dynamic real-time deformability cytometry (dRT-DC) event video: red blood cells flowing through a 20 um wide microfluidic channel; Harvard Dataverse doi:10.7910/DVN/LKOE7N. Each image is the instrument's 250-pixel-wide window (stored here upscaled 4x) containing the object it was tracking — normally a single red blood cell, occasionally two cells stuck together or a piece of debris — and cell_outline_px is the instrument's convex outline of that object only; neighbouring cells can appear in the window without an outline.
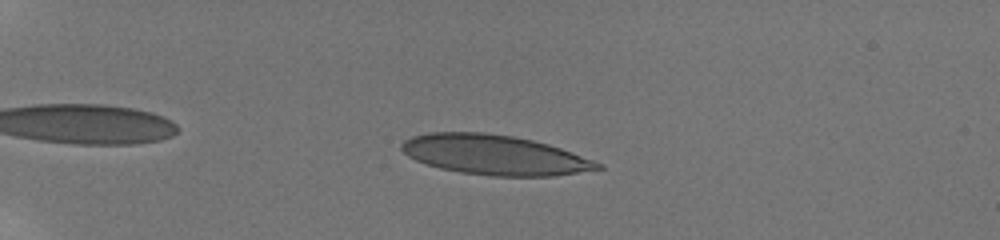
{"species": "human", "species_latin": "Homo sapiens", "temperature_condition": "room temperature", "stored_images_in_passage": 16, "camera_frame_rate_fps": 3000, "um_per_image_px": 0.085, "donor": {"sex": "male"}, "frame": {"image": 1, "passage_image": 5, "time_ms": 2.0, "image_size_px": [1000, 240], "cell_outline_px": [[604, 168], [552, 176], [492, 176], [460, 172], [440, 168], [416, 160], [408, 156], [400, 148], [400, 144], [404, 140], [412, 136], [428, 132], [484, 132], [512, 136], [532, 140], [548, 144], [572, 152], [604, 164]], "centroid_in_image_um": [42.02, 13.16], "position_along_channel_um": 43.0, "area_um2": 45.43}}
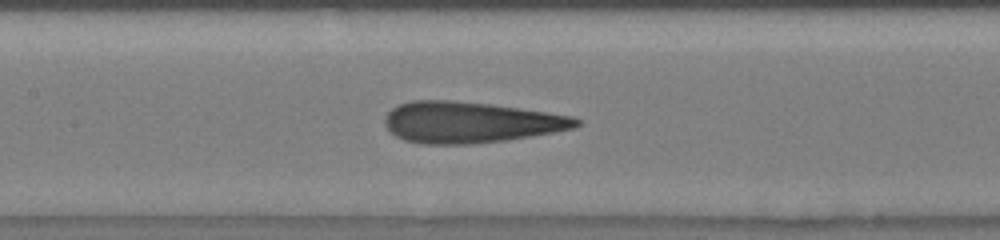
{"frame": {"image": 2, "passage_image": 14, "time_ms": 7.0, "image_size_px": [1000, 240], "cell_outline_px": [[580, 124], [572, 128], [552, 132], [508, 140], [468, 144], [424, 144], [404, 140], [396, 136], [384, 124], [384, 120], [388, 112], [392, 108], [400, 104], [412, 100], [452, 100], [492, 104], [572, 116], [580, 120]], "centroid_in_image_um": [39.94, 10.39], "position_along_channel_um": 167.5, "area_um2": 45.6}}